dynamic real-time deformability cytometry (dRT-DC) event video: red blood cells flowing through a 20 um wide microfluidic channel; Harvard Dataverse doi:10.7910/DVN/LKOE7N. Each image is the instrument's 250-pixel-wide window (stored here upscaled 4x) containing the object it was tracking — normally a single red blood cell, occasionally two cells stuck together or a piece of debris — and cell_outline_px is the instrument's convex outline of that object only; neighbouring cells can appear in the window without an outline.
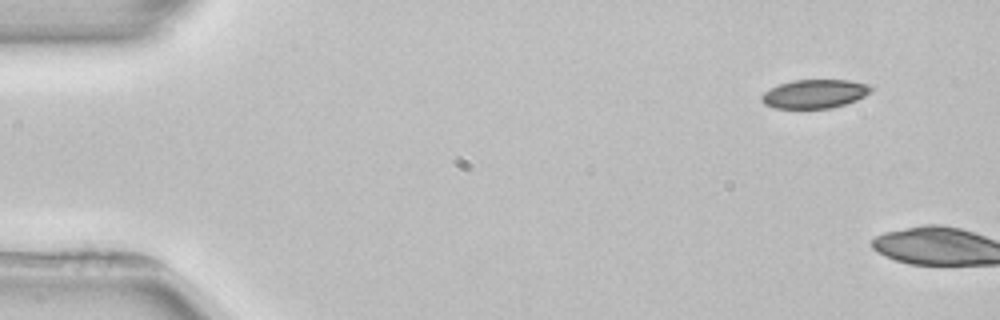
{"species": "common noctule bat (a hibernating species)", "species_latin": "Nyctalus noctula", "temperature_condition": "room temperature", "stored_images_in_passage": 2, "camera_frame_rate_fps": 3000, "um_per_image_px": 0.085, "animal": {"sex": "female", "body_mass_g": 22.7, "forearm_length_mm": 54.2}, "frame": {"image": 1, "passage_image": 1, "time_ms": 0.0, "image_size_px": [1000, 320], "cell_outline_px": [[872, 92], [856, 100], [832, 108], [776, 108], [764, 104], [760, 100], [760, 96], [764, 92], [780, 84], [792, 80], [848, 80], [868, 84], [872, 88]], "centroid_in_image_um": [69.24, 7.97], "position_along_channel_um": 15.8, "area_um2": 18.26}}